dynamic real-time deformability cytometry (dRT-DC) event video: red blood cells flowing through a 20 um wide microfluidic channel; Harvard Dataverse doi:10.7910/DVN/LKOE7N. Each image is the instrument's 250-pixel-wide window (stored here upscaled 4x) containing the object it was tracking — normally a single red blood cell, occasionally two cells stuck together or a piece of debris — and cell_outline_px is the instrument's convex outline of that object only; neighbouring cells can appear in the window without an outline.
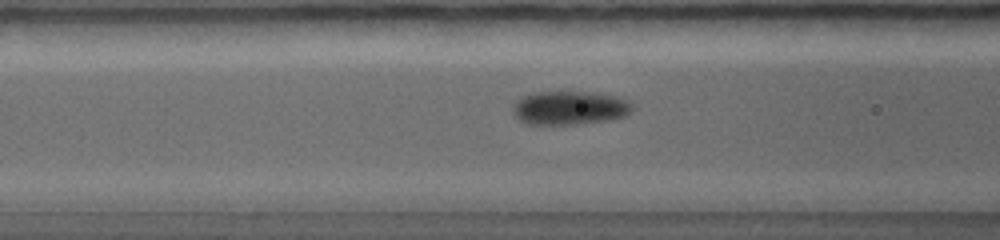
{"species": "common noctule bat (a hibernating species)", "species_latin": "Nyctalus noctula", "temperature_condition": "warm", "stored_images_in_passage": 34, "camera_frame_rate_fps": 5000, "um_per_image_px": 0.085, "animal": {"sex": "female", "body_mass_g": 19.0, "forearm_length_mm": 56.7}, "frame": {"image": 1, "passage_image": 16, "time_ms": 3.4, "image_size_px": [1000, 240], "cell_outline_px": [[628, 112], [620, 116], [596, 120], [524, 120], [516, 112], [516, 104], [524, 96], [532, 92], [580, 92], [608, 96], [620, 100], [628, 104]], "centroid_in_image_um": [48.39, 9.06], "position_along_channel_um": 118.2, "area_um2": 19.65}}
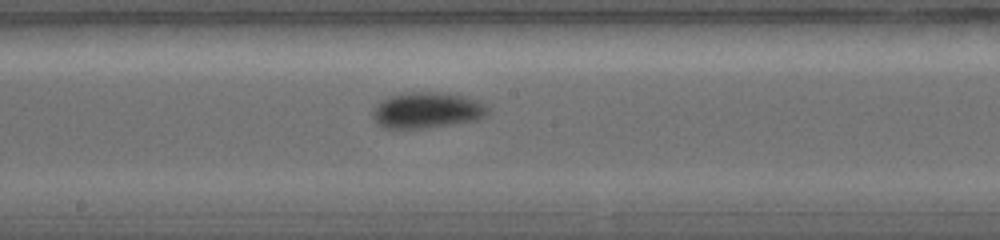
{"frame": {"image": 2, "passage_image": 24, "time_ms": 5.0, "image_size_px": [1000, 240], "cell_outline_px": [[484, 112], [476, 116], [460, 120], [408, 128], [392, 128], [380, 124], [376, 120], [376, 108], [384, 100], [392, 96], [404, 92], [432, 92], [460, 96], [472, 100]], "centroid_in_image_um": [36.07, 9.31], "position_along_channel_um": 212.1, "area_um2": 20.92}}
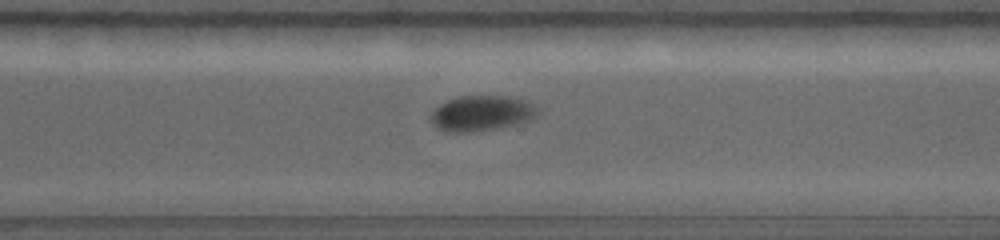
{"frame": {"image": 3, "passage_image": 33, "time_ms": 7.0, "image_size_px": [1000, 240], "cell_outline_px": [[532, 112], [524, 120], [508, 124], [484, 128], [444, 128], [436, 124], [432, 120], [432, 112], [440, 104], [448, 100], [460, 96], [508, 96], [532, 104]], "centroid_in_image_um": [40.85, 9.51], "position_along_channel_um": 329.8, "area_um2": 19.19}}